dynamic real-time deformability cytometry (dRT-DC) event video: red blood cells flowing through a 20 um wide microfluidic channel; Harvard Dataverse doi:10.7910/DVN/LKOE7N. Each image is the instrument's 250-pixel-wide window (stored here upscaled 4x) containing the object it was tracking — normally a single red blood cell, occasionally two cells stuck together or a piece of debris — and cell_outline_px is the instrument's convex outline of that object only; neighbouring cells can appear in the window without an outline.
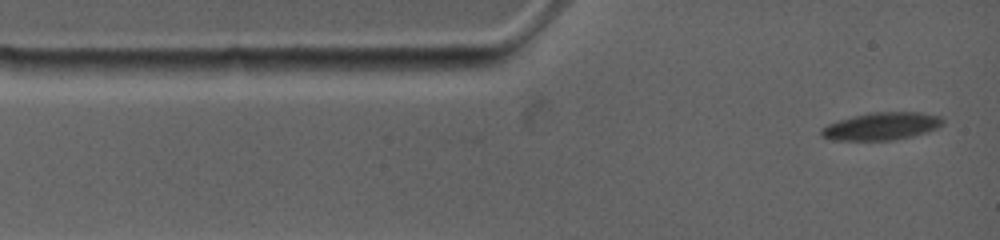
{"species": "common noctule bat (a hibernating species)", "species_latin": "Nyctalus noctula", "temperature_condition": "warm", "stored_images_in_passage": 40, "camera_frame_rate_fps": 4500, "um_per_image_px": 0.085, "animal": {"sex": "female", "body_mass_g": 19.0, "forearm_length_mm": 53.3}, "frame": {"image": 1, "passage_image": 1, "time_ms": 0.0, "image_size_px": [1000, 240], "cell_outline_px": [[944, 124], [936, 128], [912, 136], [892, 140], [832, 140], [820, 136], [820, 128], [828, 124], [840, 120], [872, 112], [920, 112], [940, 116], [944, 120]], "centroid_in_image_um": [74.92, 10.73], "position_along_channel_um": 10.1, "area_um2": 19.36}}
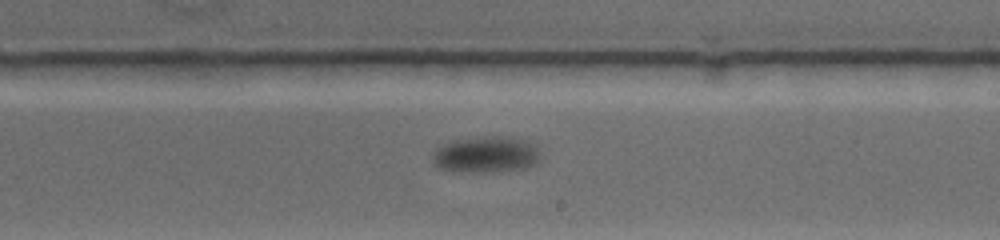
{"frame": {"image": 2, "passage_image": 18, "time_ms": 8.0, "image_size_px": [1000, 240], "cell_outline_px": [[540, 160], [536, 164], [524, 168], [500, 172], [456, 172], [440, 168], [432, 164], [432, 152], [444, 144], [456, 140], [484, 136], [512, 136], [528, 140], [536, 144], [540, 152]], "centroid_in_image_um": [41.36, 13.14], "position_along_channel_um": 247.6, "area_um2": 23.47}}
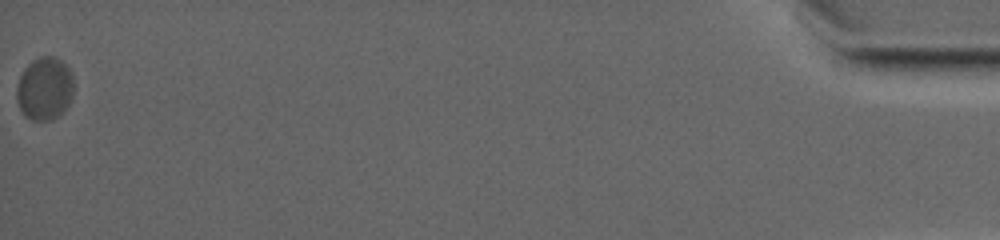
{"frame": {"image": 3, "passage_image": 40, "time_ms": 18.889, "image_size_px": [1000, 240], "cell_outline_px": [[72, 96], [68, 104], [56, 116], [48, 120], [32, 120], [24, 116], [16, 100], [16, 88], [20, 76], [24, 68], [32, 60], [40, 56], [52, 56], [60, 60], [72, 72]], "centroid_in_image_um": [3.75, 7.51], "position_along_channel_um": 431.4, "area_um2": 20.75}, "authors_computed_cell_mechanics": {"area_um2": 21.0103, "velocity_mm_per_s": 3.4042, "shape_relaxation_time_tau1_ms": 2.2668, "shape_relaxation_time_tau2_ms": null, "deformation_change_tau1": 0.1106, "deformation_change_tau2": null}}